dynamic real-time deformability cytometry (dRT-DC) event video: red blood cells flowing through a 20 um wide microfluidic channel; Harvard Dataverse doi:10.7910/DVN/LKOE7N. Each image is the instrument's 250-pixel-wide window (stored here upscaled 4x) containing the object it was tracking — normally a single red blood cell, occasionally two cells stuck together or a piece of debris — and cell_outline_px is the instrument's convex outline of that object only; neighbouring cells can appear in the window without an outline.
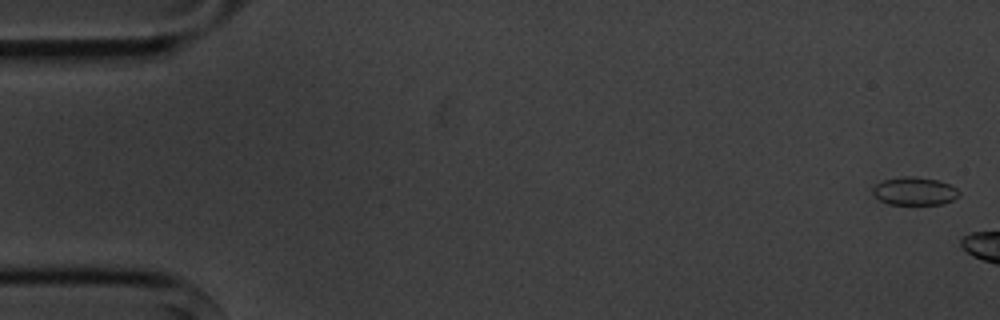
{"species": "common noctule bat (a hibernating species)", "species_latin": "Nyctalus noctula", "temperature_condition": "cold", "stored_images_in_passage": 4, "camera_frame_rate_fps": 3000, "um_per_image_px": 0.085, "animal": {"sex": "male", "body_mass_g": 20.1, "forearm_length_mm": 53.5}, "frame": {"image": 1, "passage_image": 1, "time_ms": 0.0, "image_size_px": [1000, 320], "cell_outline_px": [[960, 196], [944, 204], [888, 204], [880, 200], [872, 192], [872, 188], [876, 184], [884, 180], [904, 176], [916, 176], [940, 180], [956, 188], [960, 192]], "centroid_in_image_um": [77.76, 16.24], "position_along_channel_um": 7.2, "area_um2": 14.16}}